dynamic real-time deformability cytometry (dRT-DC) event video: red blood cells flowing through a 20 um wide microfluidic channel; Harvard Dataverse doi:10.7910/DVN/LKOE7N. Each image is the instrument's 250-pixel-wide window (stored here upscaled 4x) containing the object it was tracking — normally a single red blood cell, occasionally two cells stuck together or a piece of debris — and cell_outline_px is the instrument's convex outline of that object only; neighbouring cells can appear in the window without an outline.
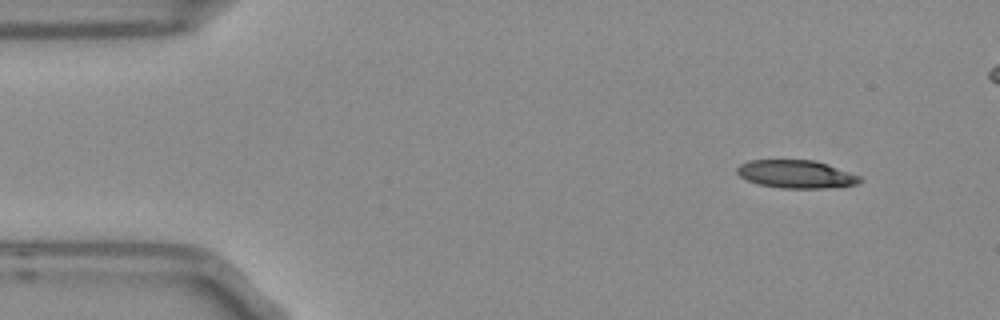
{"species": "Egyptian fruit bat (a non-hibernating species)", "species_latin": "Rousettus aegyptiacus", "temperature_condition": "room temperature", "stored_images_in_passage": 7, "camera_frame_rate_fps": 3000, "um_per_image_px": 0.085, "frame": {"image": 1, "passage_image": 1, "time_ms": 0.0, "image_size_px": [1000, 320], "cell_outline_px": [[864, 180], [856, 184], [824, 188], [780, 188], [760, 184], [748, 180], [740, 176], [736, 172], [736, 168], [740, 164], [748, 160], [816, 160], [828, 164], [860, 176]], "centroid_in_image_um": [67.67, 14.79], "position_along_channel_um": 17.3, "area_um2": 20.0}}
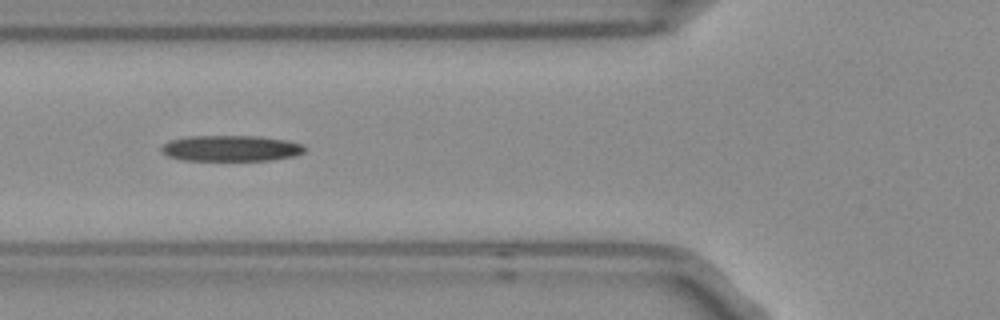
{"frame": {"image": 2, "passage_image": 5, "time_ms": 1.333, "image_size_px": [1000, 320], "cell_outline_px": [[308, 148], [304, 152], [292, 156], [268, 160], [184, 160], [168, 156], [160, 152], [160, 148], [164, 144], [172, 140], [192, 136], [256, 136], [288, 140], [304, 144]], "centroid_in_image_um": [19.66, 12.6], "position_along_channel_um": 106.1, "area_um2": 21.56}}